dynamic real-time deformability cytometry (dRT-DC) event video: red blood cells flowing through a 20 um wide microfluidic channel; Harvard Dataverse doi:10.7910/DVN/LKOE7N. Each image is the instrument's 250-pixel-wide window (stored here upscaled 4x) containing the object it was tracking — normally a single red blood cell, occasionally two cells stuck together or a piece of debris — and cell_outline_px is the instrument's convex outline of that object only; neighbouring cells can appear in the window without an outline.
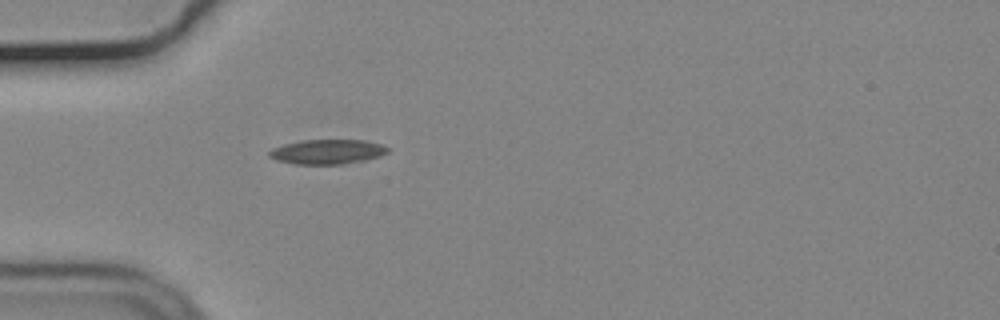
{"species": "common noctule bat (a hibernating species)", "species_latin": "Nyctalus noctula", "temperature_condition": "cold", "stored_images_in_passage": 40, "camera_frame_rate_fps": 3000, "um_per_image_px": 0.085, "animal": {"sex": "male", "body_mass_g": 19.2, "forearm_length_mm": 51.8}, "frame": {"image": 1, "passage_image": 1, "time_ms": 0.0, "image_size_px": [1000, 320], "cell_outline_px": [[388, 152], [380, 156], [364, 160], [340, 164], [296, 164], [276, 160], [268, 156], [268, 152], [272, 148], [284, 144], [304, 140], [364, 140], [380, 144], [388, 148]], "centroid_in_image_um": [27.79, 12.9], "position_along_channel_um": 57.2, "area_um2": 16.88}}
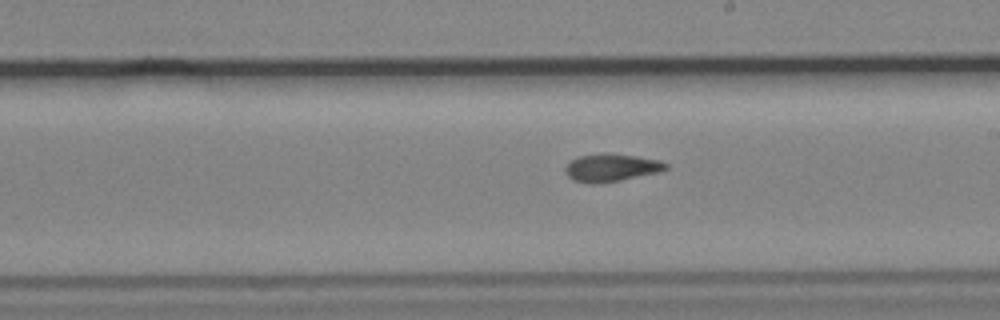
{"frame": {"image": 2, "passage_image": 16, "time_ms": 5.0, "image_size_px": [1000, 320], "cell_outline_px": [[668, 168], [660, 172], [620, 180], [596, 184], [588, 184], [572, 180], [564, 172], [564, 168], [572, 160], [580, 156], [604, 152], [608, 152], [636, 156], [660, 160], [668, 164]], "centroid_in_image_um": [51.95, 14.25], "position_along_channel_um": 237.0, "area_um2": 16.47}}
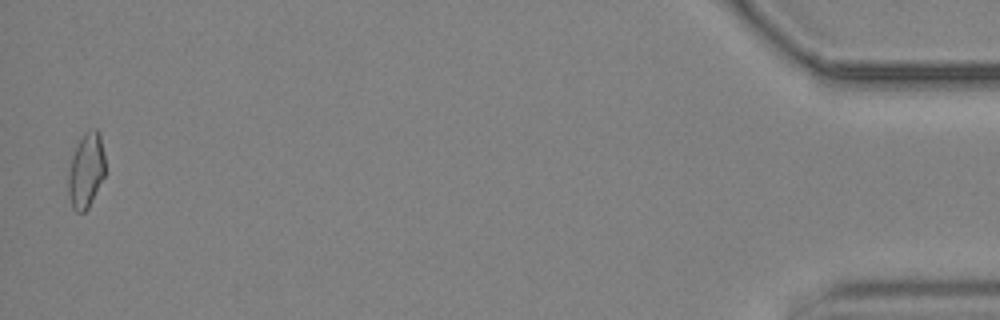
{"frame": {"image": 3, "passage_image": 39, "time_ms": 12.667, "image_size_px": [1000, 320], "cell_outline_px": [[104, 176], [88, 208], [84, 212], [76, 212], [72, 208], [68, 196], [68, 172], [72, 156], [80, 140], [92, 128], [96, 128], [100, 132], [104, 156]], "centroid_in_image_um": [7.3, 14.52], "position_along_channel_um": 427.9, "area_um2": 15.9}, "authors_computed_cell_mechanics": {"area_um2": 15.9239, "velocity_mm_per_s": 3.6976, "shape_relaxation_time_tau1_ms": null, "shape_relaxation_time_tau2_ms": 4.4873, "deformation_change_tau1": null, "deformation_change_tau2": 0.1146}}